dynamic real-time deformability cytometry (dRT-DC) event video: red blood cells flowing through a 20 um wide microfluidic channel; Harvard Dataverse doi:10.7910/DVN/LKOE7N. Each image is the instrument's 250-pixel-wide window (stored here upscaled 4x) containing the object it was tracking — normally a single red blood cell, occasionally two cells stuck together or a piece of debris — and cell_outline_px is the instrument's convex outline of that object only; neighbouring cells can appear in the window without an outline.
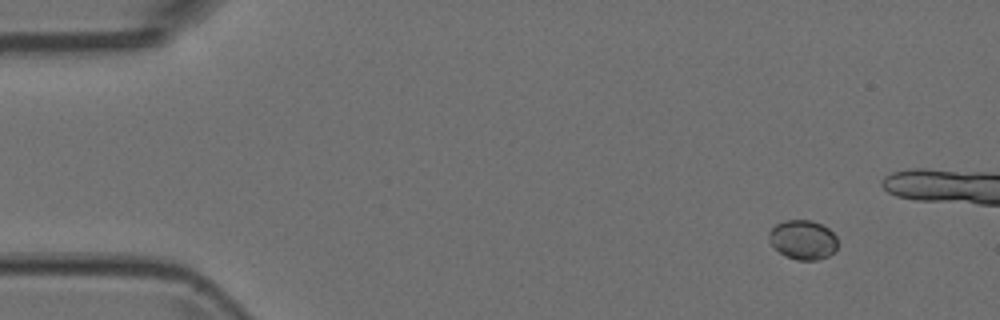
{"species": "Egyptian fruit bat (a non-hibernating species)", "species_latin": "Rousettus aegyptiacus", "temperature_condition": "room temperature", "stored_images_in_passage": 5, "camera_frame_rate_fps": 3000, "um_per_image_px": 0.085, "animal": {"sex": "female"}, "frame": {"image": 1, "passage_image": 2, "time_ms": 0.333, "image_size_px": [1000, 320], "cell_outline_px": [[836, 248], [828, 256], [816, 260], [796, 260], [784, 256], [772, 244], [768, 236], [768, 232], [776, 224], [784, 220], [812, 220], [828, 228], [836, 236]], "centroid_in_image_um": [68.23, 20.37], "position_along_channel_um": 16.8, "area_um2": 15.66}}